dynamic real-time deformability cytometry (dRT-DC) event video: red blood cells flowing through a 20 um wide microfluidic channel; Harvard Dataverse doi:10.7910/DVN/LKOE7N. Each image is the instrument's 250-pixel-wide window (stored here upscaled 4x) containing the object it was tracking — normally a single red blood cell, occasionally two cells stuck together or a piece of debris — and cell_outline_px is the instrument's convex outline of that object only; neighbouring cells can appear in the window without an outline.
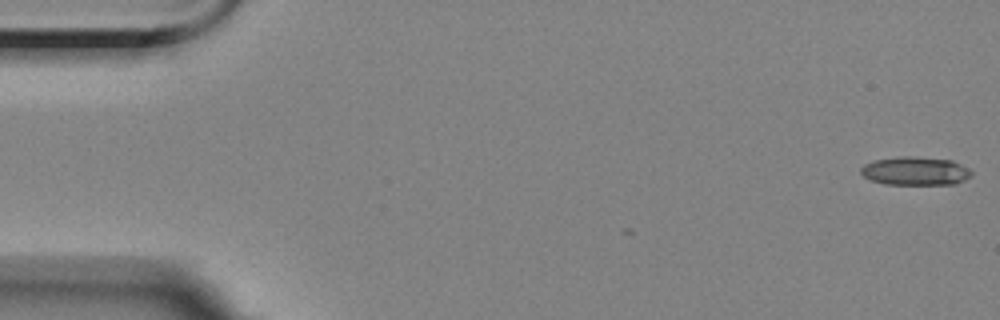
{"species": "Egyptian fruit bat (a non-hibernating species)", "species_latin": "Rousettus aegyptiacus", "temperature_condition": "room temperature", "stored_images_in_passage": 5, "camera_frame_rate_fps": 3000, "um_per_image_px": 0.085, "animal": {"sex": "female"}, "frame": {"image": 1, "passage_image": 1, "time_ms": 0.0, "image_size_px": [1000, 320], "cell_outline_px": [[972, 176], [956, 184], [884, 184], [872, 180], [864, 176], [860, 172], [860, 168], [864, 164], [872, 160], [900, 156], [912, 156], [952, 160], [968, 168], [972, 172]], "centroid_in_image_um": [77.79, 14.53], "position_along_channel_um": 7.2, "area_um2": 18.44}}